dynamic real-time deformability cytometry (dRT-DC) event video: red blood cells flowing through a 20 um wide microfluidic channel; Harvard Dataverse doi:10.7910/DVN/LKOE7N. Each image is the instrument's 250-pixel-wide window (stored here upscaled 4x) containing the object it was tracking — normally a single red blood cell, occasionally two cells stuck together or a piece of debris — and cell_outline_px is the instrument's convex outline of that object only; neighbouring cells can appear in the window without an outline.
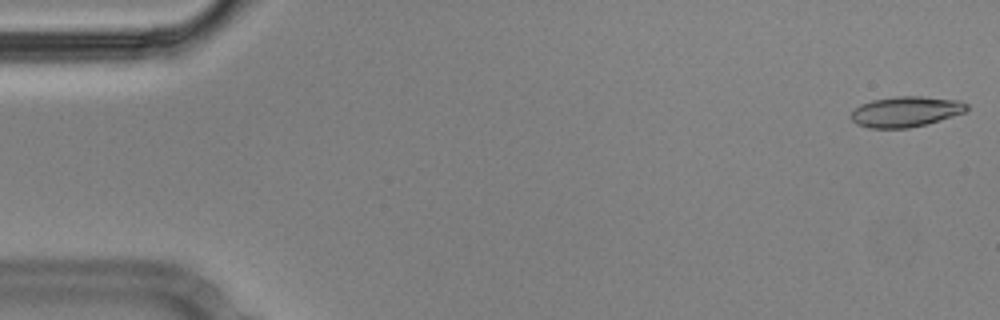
{"species": "Egyptian fruit bat (a non-hibernating species)", "species_latin": "Rousettus aegyptiacus", "temperature_condition": "cold", "stored_images_in_passage": 56, "camera_frame_rate_fps": 3000, "um_per_image_px": 0.085, "animal": {"sex": "male"}, "frame": {"image": 1, "passage_image": 1, "time_ms": 0.0, "image_size_px": [1000, 320], "cell_outline_px": [[968, 108], [964, 112], [924, 124], [908, 128], [868, 128], [856, 124], [852, 120], [852, 112], [860, 104], [872, 100], [896, 96], [920, 96], [960, 100], [968, 104]], "centroid_in_image_um": [76.97, 9.48], "position_along_channel_um": 8.0, "area_um2": 20.35}}
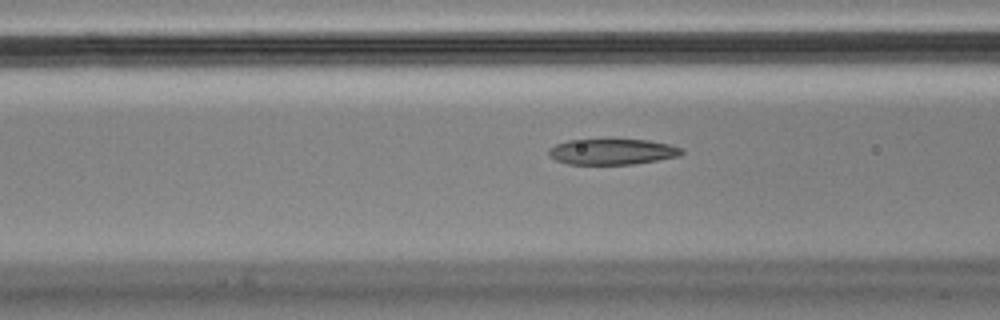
{"frame": {"image": 2, "passage_image": 21, "time_ms": 6.667, "image_size_px": [1000, 320], "cell_outline_px": [[684, 152], [680, 156], [632, 164], [568, 164], [556, 160], [548, 152], [548, 148], [556, 144], [568, 140], [604, 136], [608, 136], [648, 140], [668, 144], [684, 148]], "centroid_in_image_um": [52.04, 12.83], "position_along_channel_um": 114.6, "area_um2": 20.98}}
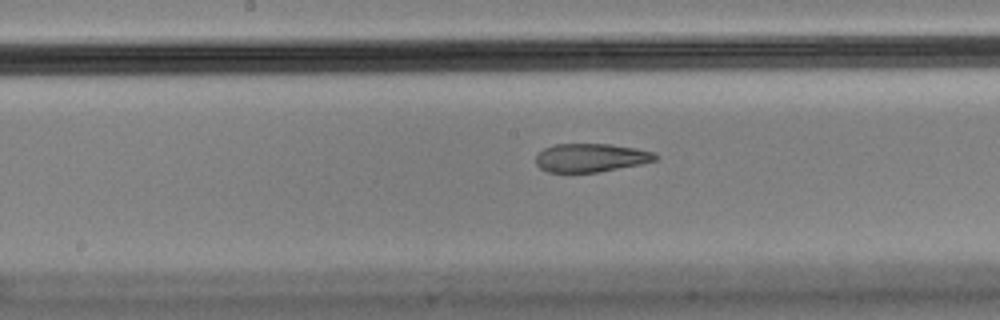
{"frame": {"image": 3, "passage_image": 28, "time_ms": 9.0, "image_size_px": [1000, 320], "cell_outline_px": [[660, 156], [656, 160], [640, 164], [600, 172], [548, 172], [540, 168], [536, 164], [536, 156], [544, 148], [556, 144], [612, 144], [636, 148], [656, 152]], "centroid_in_image_um": [50.26, 13.4], "position_along_channel_um": 197.9, "area_um2": 19.94}, "authors_computed_cell_mechanics": {"area_um2": 21.3571, "velocity_mm_per_s": 3.5611, "shape_relaxation_time_tau1_ms": null, "shape_relaxation_time_tau2_ms": 2.7804, "deformation_change_tau1": null, "deformation_change_tau2": 0.106}}